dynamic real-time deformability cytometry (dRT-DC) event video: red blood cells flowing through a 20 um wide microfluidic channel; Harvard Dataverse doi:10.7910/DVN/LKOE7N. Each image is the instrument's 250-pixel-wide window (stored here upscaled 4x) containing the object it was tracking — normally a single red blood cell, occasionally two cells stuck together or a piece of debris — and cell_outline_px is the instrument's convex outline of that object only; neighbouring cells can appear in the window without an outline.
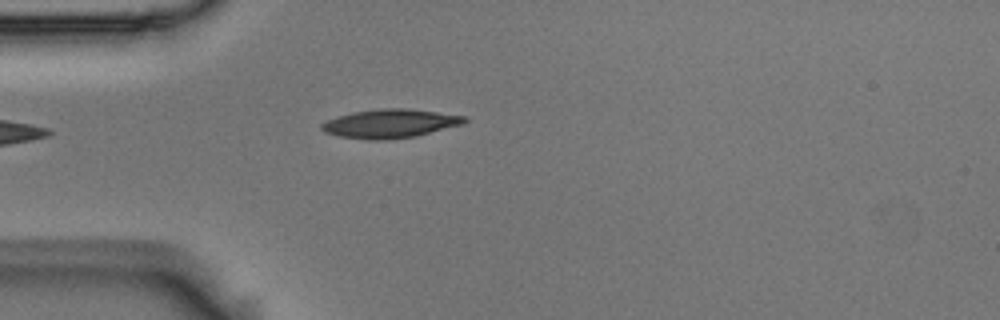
{"species": "Egyptian fruit bat (a non-hibernating species)", "species_latin": "Rousettus aegyptiacus", "temperature_condition": "room temperature", "stored_images_in_passage": 3, "camera_frame_rate_fps": 3000, "um_per_image_px": 0.085, "animal": {"sex": "male"}, "frame": {"image": 1, "passage_image": 3, "time_ms": 0.667, "image_size_px": [1000, 320], "cell_outline_px": [[468, 120], [464, 124], [416, 136], [388, 140], [368, 140], [340, 136], [324, 132], [320, 128], [320, 124], [328, 120], [352, 112], [380, 108], [408, 108], [468, 116]], "centroid_in_image_um": [33.2, 10.5], "position_along_channel_um": 51.8, "area_um2": 24.1}}